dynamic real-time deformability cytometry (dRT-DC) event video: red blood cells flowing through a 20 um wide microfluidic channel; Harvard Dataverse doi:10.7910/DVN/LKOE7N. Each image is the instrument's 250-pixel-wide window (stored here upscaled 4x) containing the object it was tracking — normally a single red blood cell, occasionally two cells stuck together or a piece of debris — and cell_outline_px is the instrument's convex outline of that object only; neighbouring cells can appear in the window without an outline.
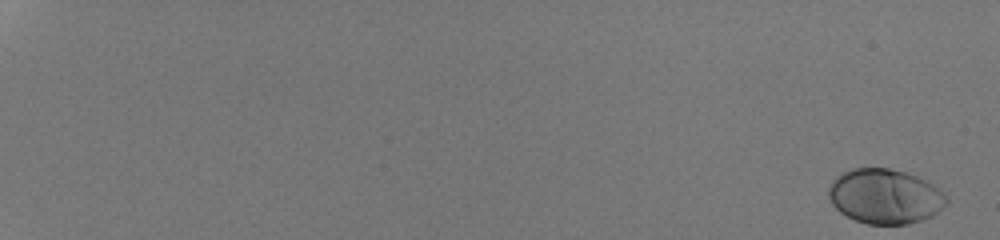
{"species": "human", "species_latin": "Homo sapiens", "temperature_condition": "room temperature", "stored_images_in_passage": 54, "camera_frame_rate_fps": 3000, "um_per_image_px": 0.085, "donor": {"sex": "male"}, "frame": {"image": 1, "passage_image": 1, "time_ms": 0.0, "image_size_px": [1000, 240], "cell_outline_px": [[948, 200], [932, 216], [908, 224], [868, 224], [856, 220], [840, 212], [832, 204], [828, 196], [828, 188], [832, 180], [836, 176], [852, 168], [888, 168], [904, 172], [916, 176], [932, 184], [944, 192]], "centroid_in_image_um": [75.19, 16.68], "position_along_channel_um": 9.8, "area_um2": 37.4}}
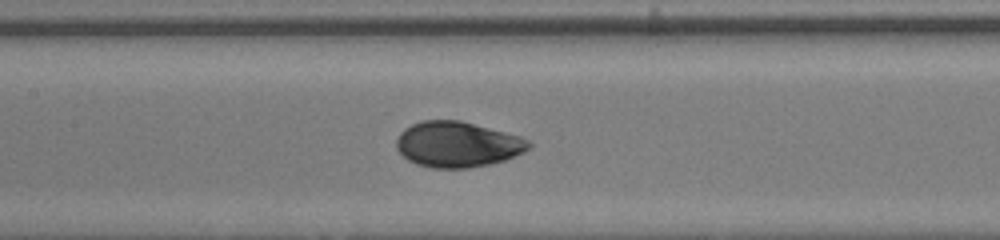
{"frame": {"image": 2, "passage_image": 31, "time_ms": 10.0, "image_size_px": [1000, 240], "cell_outline_px": [[532, 144], [524, 152], [504, 160], [488, 164], [468, 168], [432, 168], [416, 164], [408, 160], [396, 148], [396, 140], [400, 132], [404, 128], [420, 120], [460, 120], [520, 136], [528, 140]], "centroid_in_image_um": [38.85, 12.27], "position_along_channel_um": 168.5, "area_um2": 35.14}}
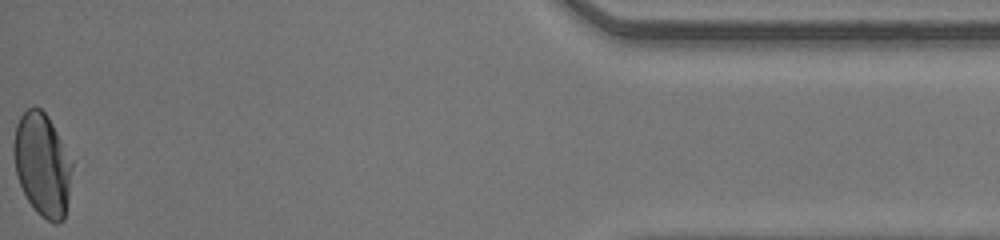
{"frame": {"image": 3, "passage_image": 54, "time_ms": 17.667, "image_size_px": [1000, 240], "cell_outline_px": [[72, 168], [68, 200], [64, 220], [56, 224], [40, 216], [36, 212], [28, 200], [20, 184], [16, 172], [12, 152], [12, 144], [16, 124], [20, 116], [28, 108], [40, 108], [48, 116], [72, 160]], "centroid_in_image_um": [3.59, 14.0], "position_along_channel_um": 431.6, "area_um2": 35.08}, "authors_computed_cell_mechanics": {"area_um2": 35.547, "velocity_mm_per_s": 4.2396, "shape_relaxation_time_tau1_ms": 3.2901, "shape_relaxation_time_tau2_ms": null, "deformation_change_tau1": 0.1552, "deformation_change_tau2": null}}